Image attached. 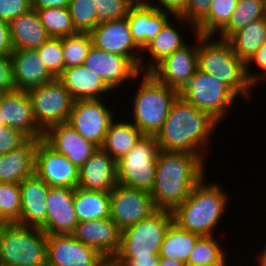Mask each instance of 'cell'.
Segmentation results:
<instances>
[{"label": "cell", "mask_w": 266, "mask_h": 266, "mask_svg": "<svg viewBox=\"0 0 266 266\" xmlns=\"http://www.w3.org/2000/svg\"><path fill=\"white\" fill-rule=\"evenodd\" d=\"M12 51L9 23L0 20V55H10Z\"/></svg>", "instance_id": "681fc988"}, {"label": "cell", "mask_w": 266, "mask_h": 266, "mask_svg": "<svg viewBox=\"0 0 266 266\" xmlns=\"http://www.w3.org/2000/svg\"><path fill=\"white\" fill-rule=\"evenodd\" d=\"M214 37L198 34V69L214 76L237 97L249 101L254 87L247 79L245 63L234 53L227 39Z\"/></svg>", "instance_id": "277c9868"}, {"label": "cell", "mask_w": 266, "mask_h": 266, "mask_svg": "<svg viewBox=\"0 0 266 266\" xmlns=\"http://www.w3.org/2000/svg\"><path fill=\"white\" fill-rule=\"evenodd\" d=\"M16 90L27 91L53 81L37 49H17L10 54Z\"/></svg>", "instance_id": "cb8c5ba5"}, {"label": "cell", "mask_w": 266, "mask_h": 266, "mask_svg": "<svg viewBox=\"0 0 266 266\" xmlns=\"http://www.w3.org/2000/svg\"><path fill=\"white\" fill-rule=\"evenodd\" d=\"M263 250H260L261 252H258L259 256L256 254V262L259 266H266V245L262 248Z\"/></svg>", "instance_id": "db71d44e"}, {"label": "cell", "mask_w": 266, "mask_h": 266, "mask_svg": "<svg viewBox=\"0 0 266 266\" xmlns=\"http://www.w3.org/2000/svg\"><path fill=\"white\" fill-rule=\"evenodd\" d=\"M204 176L189 197L173 212L174 222L182 229L200 236L215 235L229 205V194L218 182H207Z\"/></svg>", "instance_id": "3957f363"}, {"label": "cell", "mask_w": 266, "mask_h": 266, "mask_svg": "<svg viewBox=\"0 0 266 266\" xmlns=\"http://www.w3.org/2000/svg\"><path fill=\"white\" fill-rule=\"evenodd\" d=\"M0 113L5 126L20 131L28 139H44V131L34 119L27 91L14 89L5 92L0 101Z\"/></svg>", "instance_id": "ac0fdd59"}, {"label": "cell", "mask_w": 266, "mask_h": 266, "mask_svg": "<svg viewBox=\"0 0 266 266\" xmlns=\"http://www.w3.org/2000/svg\"><path fill=\"white\" fill-rule=\"evenodd\" d=\"M38 140L28 139L21 147L0 156V183H22L35 174Z\"/></svg>", "instance_id": "4316f807"}, {"label": "cell", "mask_w": 266, "mask_h": 266, "mask_svg": "<svg viewBox=\"0 0 266 266\" xmlns=\"http://www.w3.org/2000/svg\"><path fill=\"white\" fill-rule=\"evenodd\" d=\"M132 101V123L144 134L155 136L165 122L179 92L143 72Z\"/></svg>", "instance_id": "5b68a950"}, {"label": "cell", "mask_w": 266, "mask_h": 266, "mask_svg": "<svg viewBox=\"0 0 266 266\" xmlns=\"http://www.w3.org/2000/svg\"><path fill=\"white\" fill-rule=\"evenodd\" d=\"M14 89L11 56L0 55V90L5 93Z\"/></svg>", "instance_id": "7dc6e473"}, {"label": "cell", "mask_w": 266, "mask_h": 266, "mask_svg": "<svg viewBox=\"0 0 266 266\" xmlns=\"http://www.w3.org/2000/svg\"><path fill=\"white\" fill-rule=\"evenodd\" d=\"M105 103L104 99L75 100L67 121L82 137L98 147L115 119L114 109L110 110Z\"/></svg>", "instance_id": "7c38bea8"}, {"label": "cell", "mask_w": 266, "mask_h": 266, "mask_svg": "<svg viewBox=\"0 0 266 266\" xmlns=\"http://www.w3.org/2000/svg\"><path fill=\"white\" fill-rule=\"evenodd\" d=\"M160 256L130 257L122 266H159Z\"/></svg>", "instance_id": "f907efd6"}, {"label": "cell", "mask_w": 266, "mask_h": 266, "mask_svg": "<svg viewBox=\"0 0 266 266\" xmlns=\"http://www.w3.org/2000/svg\"><path fill=\"white\" fill-rule=\"evenodd\" d=\"M117 184L116 161L101 147L79 168V188L110 193Z\"/></svg>", "instance_id": "603a6c76"}, {"label": "cell", "mask_w": 266, "mask_h": 266, "mask_svg": "<svg viewBox=\"0 0 266 266\" xmlns=\"http://www.w3.org/2000/svg\"><path fill=\"white\" fill-rule=\"evenodd\" d=\"M58 79L74 100L105 99L107 94H113L105 82L84 65L65 68Z\"/></svg>", "instance_id": "484cf974"}, {"label": "cell", "mask_w": 266, "mask_h": 266, "mask_svg": "<svg viewBox=\"0 0 266 266\" xmlns=\"http://www.w3.org/2000/svg\"><path fill=\"white\" fill-rule=\"evenodd\" d=\"M31 8V0H0V20L10 23Z\"/></svg>", "instance_id": "bcb514c9"}, {"label": "cell", "mask_w": 266, "mask_h": 266, "mask_svg": "<svg viewBox=\"0 0 266 266\" xmlns=\"http://www.w3.org/2000/svg\"><path fill=\"white\" fill-rule=\"evenodd\" d=\"M71 0H31L32 9L68 8Z\"/></svg>", "instance_id": "816d5d0a"}, {"label": "cell", "mask_w": 266, "mask_h": 266, "mask_svg": "<svg viewBox=\"0 0 266 266\" xmlns=\"http://www.w3.org/2000/svg\"><path fill=\"white\" fill-rule=\"evenodd\" d=\"M136 1L137 0H94L99 23L126 18L131 6Z\"/></svg>", "instance_id": "7bdbcfd3"}, {"label": "cell", "mask_w": 266, "mask_h": 266, "mask_svg": "<svg viewBox=\"0 0 266 266\" xmlns=\"http://www.w3.org/2000/svg\"><path fill=\"white\" fill-rule=\"evenodd\" d=\"M159 266H186V264L179 260L160 257Z\"/></svg>", "instance_id": "f5cc1de1"}, {"label": "cell", "mask_w": 266, "mask_h": 266, "mask_svg": "<svg viewBox=\"0 0 266 266\" xmlns=\"http://www.w3.org/2000/svg\"><path fill=\"white\" fill-rule=\"evenodd\" d=\"M156 211L149 191L117 184L110 192V218L121 231Z\"/></svg>", "instance_id": "8fae6325"}, {"label": "cell", "mask_w": 266, "mask_h": 266, "mask_svg": "<svg viewBox=\"0 0 266 266\" xmlns=\"http://www.w3.org/2000/svg\"><path fill=\"white\" fill-rule=\"evenodd\" d=\"M234 53L246 63L266 42V17L254 20L236 31L228 39Z\"/></svg>", "instance_id": "1f68e13d"}, {"label": "cell", "mask_w": 266, "mask_h": 266, "mask_svg": "<svg viewBox=\"0 0 266 266\" xmlns=\"http://www.w3.org/2000/svg\"><path fill=\"white\" fill-rule=\"evenodd\" d=\"M27 140L20 131L0 125V156L21 147Z\"/></svg>", "instance_id": "f6af8a7d"}, {"label": "cell", "mask_w": 266, "mask_h": 266, "mask_svg": "<svg viewBox=\"0 0 266 266\" xmlns=\"http://www.w3.org/2000/svg\"><path fill=\"white\" fill-rule=\"evenodd\" d=\"M37 51L48 72L54 78H59L64 71L62 38H49Z\"/></svg>", "instance_id": "60d3db41"}, {"label": "cell", "mask_w": 266, "mask_h": 266, "mask_svg": "<svg viewBox=\"0 0 266 266\" xmlns=\"http://www.w3.org/2000/svg\"><path fill=\"white\" fill-rule=\"evenodd\" d=\"M10 39L13 50L37 49L51 38L42 23L36 9H30L9 23Z\"/></svg>", "instance_id": "f1b7e54d"}, {"label": "cell", "mask_w": 266, "mask_h": 266, "mask_svg": "<svg viewBox=\"0 0 266 266\" xmlns=\"http://www.w3.org/2000/svg\"><path fill=\"white\" fill-rule=\"evenodd\" d=\"M49 188L36 174L20 183L21 213L18 225L40 228L46 222Z\"/></svg>", "instance_id": "d4e9b609"}, {"label": "cell", "mask_w": 266, "mask_h": 266, "mask_svg": "<svg viewBox=\"0 0 266 266\" xmlns=\"http://www.w3.org/2000/svg\"><path fill=\"white\" fill-rule=\"evenodd\" d=\"M219 124L210 114L198 110L178 95L155 137L160 151L195 154L206 163L205 150L211 146L212 135Z\"/></svg>", "instance_id": "6da1fadb"}, {"label": "cell", "mask_w": 266, "mask_h": 266, "mask_svg": "<svg viewBox=\"0 0 266 266\" xmlns=\"http://www.w3.org/2000/svg\"><path fill=\"white\" fill-rule=\"evenodd\" d=\"M216 235L200 236L189 255L187 266L227 263L225 248Z\"/></svg>", "instance_id": "e575fe53"}, {"label": "cell", "mask_w": 266, "mask_h": 266, "mask_svg": "<svg viewBox=\"0 0 266 266\" xmlns=\"http://www.w3.org/2000/svg\"><path fill=\"white\" fill-rule=\"evenodd\" d=\"M84 66L97 74L112 91L141 77L140 69L128 57L108 53L94 46L90 49Z\"/></svg>", "instance_id": "2e32d148"}, {"label": "cell", "mask_w": 266, "mask_h": 266, "mask_svg": "<svg viewBox=\"0 0 266 266\" xmlns=\"http://www.w3.org/2000/svg\"><path fill=\"white\" fill-rule=\"evenodd\" d=\"M159 10L167 11L173 16H179L186 5L187 0H145ZM154 2V3H153Z\"/></svg>", "instance_id": "c3c4849f"}, {"label": "cell", "mask_w": 266, "mask_h": 266, "mask_svg": "<svg viewBox=\"0 0 266 266\" xmlns=\"http://www.w3.org/2000/svg\"><path fill=\"white\" fill-rule=\"evenodd\" d=\"M3 94H4V92L2 90H0V101H1Z\"/></svg>", "instance_id": "6f0895ef"}, {"label": "cell", "mask_w": 266, "mask_h": 266, "mask_svg": "<svg viewBox=\"0 0 266 266\" xmlns=\"http://www.w3.org/2000/svg\"><path fill=\"white\" fill-rule=\"evenodd\" d=\"M264 17H266V0H238L228 23L215 37L228 39L233 33L248 26L254 20Z\"/></svg>", "instance_id": "836d02e7"}, {"label": "cell", "mask_w": 266, "mask_h": 266, "mask_svg": "<svg viewBox=\"0 0 266 266\" xmlns=\"http://www.w3.org/2000/svg\"><path fill=\"white\" fill-rule=\"evenodd\" d=\"M35 174L49 187L77 188L79 168L53 149L44 139L35 151Z\"/></svg>", "instance_id": "4fadbf2b"}, {"label": "cell", "mask_w": 266, "mask_h": 266, "mask_svg": "<svg viewBox=\"0 0 266 266\" xmlns=\"http://www.w3.org/2000/svg\"><path fill=\"white\" fill-rule=\"evenodd\" d=\"M206 163L195 154L160 151L150 194L157 210L173 212L206 176Z\"/></svg>", "instance_id": "7a4b0ae2"}, {"label": "cell", "mask_w": 266, "mask_h": 266, "mask_svg": "<svg viewBox=\"0 0 266 266\" xmlns=\"http://www.w3.org/2000/svg\"><path fill=\"white\" fill-rule=\"evenodd\" d=\"M171 22L172 18L165 23L159 34L154 37L152 41L149 42L142 50L141 53L143 54V56L144 53L147 54L148 52L149 55L147 56L151 57L144 59L142 56V58L140 59L141 73L150 72L164 58L171 55L175 50L181 49L188 43V41H186V38L182 37L183 34H181V32L179 31V28H177L175 24Z\"/></svg>", "instance_id": "83f0119b"}, {"label": "cell", "mask_w": 266, "mask_h": 266, "mask_svg": "<svg viewBox=\"0 0 266 266\" xmlns=\"http://www.w3.org/2000/svg\"><path fill=\"white\" fill-rule=\"evenodd\" d=\"M74 207L78 222L110 218V193L77 187Z\"/></svg>", "instance_id": "4dcf8cb0"}, {"label": "cell", "mask_w": 266, "mask_h": 266, "mask_svg": "<svg viewBox=\"0 0 266 266\" xmlns=\"http://www.w3.org/2000/svg\"><path fill=\"white\" fill-rule=\"evenodd\" d=\"M74 193V188H49L46 222L40 227L47 235H68L74 232L78 223Z\"/></svg>", "instance_id": "d6986e66"}, {"label": "cell", "mask_w": 266, "mask_h": 266, "mask_svg": "<svg viewBox=\"0 0 266 266\" xmlns=\"http://www.w3.org/2000/svg\"><path fill=\"white\" fill-rule=\"evenodd\" d=\"M11 224L1 213L0 210V226Z\"/></svg>", "instance_id": "11a10c76"}, {"label": "cell", "mask_w": 266, "mask_h": 266, "mask_svg": "<svg viewBox=\"0 0 266 266\" xmlns=\"http://www.w3.org/2000/svg\"><path fill=\"white\" fill-rule=\"evenodd\" d=\"M44 140L78 168L99 148L95 143L82 137L67 122L50 126L44 132Z\"/></svg>", "instance_id": "ffe728a7"}, {"label": "cell", "mask_w": 266, "mask_h": 266, "mask_svg": "<svg viewBox=\"0 0 266 266\" xmlns=\"http://www.w3.org/2000/svg\"><path fill=\"white\" fill-rule=\"evenodd\" d=\"M179 95L198 110L207 112L220 124L228 118L229 110L238 98L225 84L200 69H197L189 83Z\"/></svg>", "instance_id": "9c48e42d"}, {"label": "cell", "mask_w": 266, "mask_h": 266, "mask_svg": "<svg viewBox=\"0 0 266 266\" xmlns=\"http://www.w3.org/2000/svg\"><path fill=\"white\" fill-rule=\"evenodd\" d=\"M211 0H187L183 12L179 16H173L177 27H190L191 33L196 34L195 25L208 13ZM188 25V26H187ZM183 26V27H182Z\"/></svg>", "instance_id": "b9f144b4"}, {"label": "cell", "mask_w": 266, "mask_h": 266, "mask_svg": "<svg viewBox=\"0 0 266 266\" xmlns=\"http://www.w3.org/2000/svg\"><path fill=\"white\" fill-rule=\"evenodd\" d=\"M171 13L157 9L145 0H137L130 8L127 20L133 41L143 50L173 17Z\"/></svg>", "instance_id": "7402d4cb"}, {"label": "cell", "mask_w": 266, "mask_h": 266, "mask_svg": "<svg viewBox=\"0 0 266 266\" xmlns=\"http://www.w3.org/2000/svg\"><path fill=\"white\" fill-rule=\"evenodd\" d=\"M36 11L50 37L62 38L78 33L68 8H41Z\"/></svg>", "instance_id": "8d00e7d4"}, {"label": "cell", "mask_w": 266, "mask_h": 266, "mask_svg": "<svg viewBox=\"0 0 266 266\" xmlns=\"http://www.w3.org/2000/svg\"><path fill=\"white\" fill-rule=\"evenodd\" d=\"M68 9L78 32L90 33L99 24L94 0H71Z\"/></svg>", "instance_id": "f35d334b"}, {"label": "cell", "mask_w": 266, "mask_h": 266, "mask_svg": "<svg viewBox=\"0 0 266 266\" xmlns=\"http://www.w3.org/2000/svg\"><path fill=\"white\" fill-rule=\"evenodd\" d=\"M90 35L95 48L128 57L140 69L142 50L133 41L127 17L100 22Z\"/></svg>", "instance_id": "e0dca14e"}, {"label": "cell", "mask_w": 266, "mask_h": 266, "mask_svg": "<svg viewBox=\"0 0 266 266\" xmlns=\"http://www.w3.org/2000/svg\"><path fill=\"white\" fill-rule=\"evenodd\" d=\"M115 120L116 118L110 123L100 147L117 161L127 154L144 134L131 122V119L129 121H118V118Z\"/></svg>", "instance_id": "f546056e"}, {"label": "cell", "mask_w": 266, "mask_h": 266, "mask_svg": "<svg viewBox=\"0 0 266 266\" xmlns=\"http://www.w3.org/2000/svg\"><path fill=\"white\" fill-rule=\"evenodd\" d=\"M194 43L189 42L181 49L159 62L150 73L161 83L180 92L198 69V34H193Z\"/></svg>", "instance_id": "9a60e30c"}, {"label": "cell", "mask_w": 266, "mask_h": 266, "mask_svg": "<svg viewBox=\"0 0 266 266\" xmlns=\"http://www.w3.org/2000/svg\"><path fill=\"white\" fill-rule=\"evenodd\" d=\"M27 93L34 119L44 132L52 125L68 121L75 100L58 78Z\"/></svg>", "instance_id": "30bf717a"}, {"label": "cell", "mask_w": 266, "mask_h": 266, "mask_svg": "<svg viewBox=\"0 0 266 266\" xmlns=\"http://www.w3.org/2000/svg\"><path fill=\"white\" fill-rule=\"evenodd\" d=\"M92 46V37L89 32H78L62 37L64 69L84 65Z\"/></svg>", "instance_id": "74e56055"}, {"label": "cell", "mask_w": 266, "mask_h": 266, "mask_svg": "<svg viewBox=\"0 0 266 266\" xmlns=\"http://www.w3.org/2000/svg\"><path fill=\"white\" fill-rule=\"evenodd\" d=\"M198 266H228V264H202Z\"/></svg>", "instance_id": "9f6ffc18"}, {"label": "cell", "mask_w": 266, "mask_h": 266, "mask_svg": "<svg viewBox=\"0 0 266 266\" xmlns=\"http://www.w3.org/2000/svg\"><path fill=\"white\" fill-rule=\"evenodd\" d=\"M71 235L83 244L95 248L109 261L120 248L121 230L111 218L78 222Z\"/></svg>", "instance_id": "44dd1931"}, {"label": "cell", "mask_w": 266, "mask_h": 266, "mask_svg": "<svg viewBox=\"0 0 266 266\" xmlns=\"http://www.w3.org/2000/svg\"><path fill=\"white\" fill-rule=\"evenodd\" d=\"M238 0H211L208 13L195 25L196 34L216 35L229 21Z\"/></svg>", "instance_id": "d590c367"}, {"label": "cell", "mask_w": 266, "mask_h": 266, "mask_svg": "<svg viewBox=\"0 0 266 266\" xmlns=\"http://www.w3.org/2000/svg\"><path fill=\"white\" fill-rule=\"evenodd\" d=\"M159 152L156 137L144 135L127 154L116 161L118 184L150 192L155 182Z\"/></svg>", "instance_id": "ba28073f"}, {"label": "cell", "mask_w": 266, "mask_h": 266, "mask_svg": "<svg viewBox=\"0 0 266 266\" xmlns=\"http://www.w3.org/2000/svg\"><path fill=\"white\" fill-rule=\"evenodd\" d=\"M252 65L257 67L259 71L252 72L250 69L253 67ZM245 73L253 87L266 81V42L245 63Z\"/></svg>", "instance_id": "ee69618b"}, {"label": "cell", "mask_w": 266, "mask_h": 266, "mask_svg": "<svg viewBox=\"0 0 266 266\" xmlns=\"http://www.w3.org/2000/svg\"><path fill=\"white\" fill-rule=\"evenodd\" d=\"M0 125H4V123L1 121V113H0Z\"/></svg>", "instance_id": "680465c9"}, {"label": "cell", "mask_w": 266, "mask_h": 266, "mask_svg": "<svg viewBox=\"0 0 266 266\" xmlns=\"http://www.w3.org/2000/svg\"><path fill=\"white\" fill-rule=\"evenodd\" d=\"M110 261L95 248L68 235H47V266H107Z\"/></svg>", "instance_id": "5bb4252c"}, {"label": "cell", "mask_w": 266, "mask_h": 266, "mask_svg": "<svg viewBox=\"0 0 266 266\" xmlns=\"http://www.w3.org/2000/svg\"><path fill=\"white\" fill-rule=\"evenodd\" d=\"M172 212L157 210L150 217L121 231L120 248L111 259L112 266H122L130 257L159 256L160 246L169 226Z\"/></svg>", "instance_id": "52a82bcc"}, {"label": "cell", "mask_w": 266, "mask_h": 266, "mask_svg": "<svg viewBox=\"0 0 266 266\" xmlns=\"http://www.w3.org/2000/svg\"><path fill=\"white\" fill-rule=\"evenodd\" d=\"M0 210L10 223H18L21 213L20 184L0 183Z\"/></svg>", "instance_id": "ab89813d"}, {"label": "cell", "mask_w": 266, "mask_h": 266, "mask_svg": "<svg viewBox=\"0 0 266 266\" xmlns=\"http://www.w3.org/2000/svg\"><path fill=\"white\" fill-rule=\"evenodd\" d=\"M200 235L180 228L173 222L160 246L159 256L182 261L187 266L190 253Z\"/></svg>", "instance_id": "d6a6232c"}, {"label": "cell", "mask_w": 266, "mask_h": 266, "mask_svg": "<svg viewBox=\"0 0 266 266\" xmlns=\"http://www.w3.org/2000/svg\"><path fill=\"white\" fill-rule=\"evenodd\" d=\"M0 266H47V234L16 223L0 226Z\"/></svg>", "instance_id": "8992f818"}]
</instances>
